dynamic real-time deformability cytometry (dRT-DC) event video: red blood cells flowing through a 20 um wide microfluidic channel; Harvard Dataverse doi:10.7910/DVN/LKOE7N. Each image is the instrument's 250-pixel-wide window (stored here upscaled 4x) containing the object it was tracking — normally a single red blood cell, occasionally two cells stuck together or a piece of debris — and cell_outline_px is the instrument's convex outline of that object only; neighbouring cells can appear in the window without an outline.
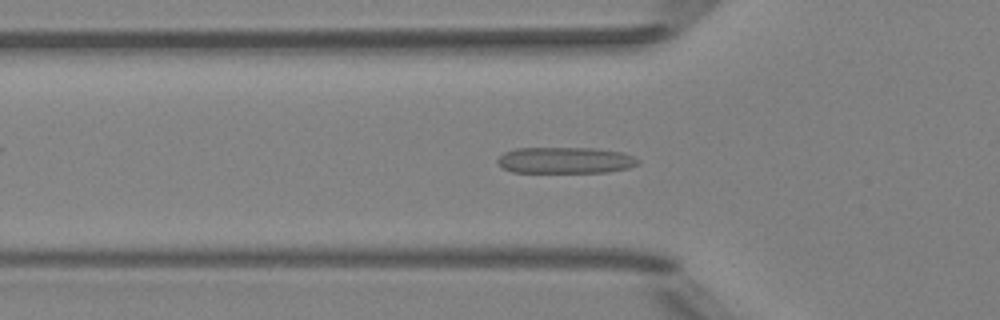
{"species": "Egyptian fruit bat (a non-hibernating species)", "species_latin": "Rousettus aegyptiacus", "temperature_condition": "room temperature", "stored_images_in_passage": 38, "camera_frame_rate_fps": 3000, "um_per_image_px": 0.085, "animal": {"sex": "female"}, "frame": {"image": 1, "passage_image": 4, "time_ms": 1.0, "image_size_px": [1000, 320], "cell_outline_px": [[640, 164], [628, 168], [608, 172], [512, 172], [504, 168], [496, 160], [504, 152], [516, 148], [592, 148], [624, 152], [640, 160]], "centroid_in_image_um": [48.08, 13.62], "position_along_channel_um": 77.7, "area_um2": 21.56}}
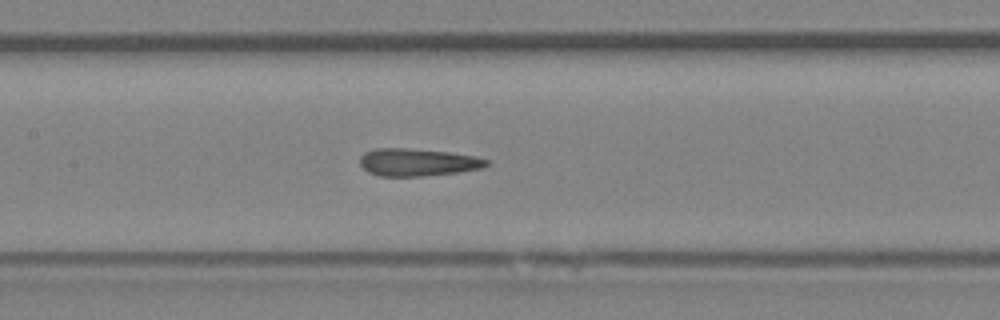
{"frame": {"image": 2, "passage_image": 11, "time_ms": 3.333, "image_size_px": [1000, 320], "cell_outline_px": [[492, 164], [484, 168], [456, 172], [420, 176], [380, 176], [368, 172], [360, 164], [360, 156], [364, 152], [376, 148], [408, 148], [448, 152], [476, 156], [488, 160]], "centroid_in_image_um": [35.51, 13.78], "position_along_channel_um": 171.9, "area_um2": 20.35}}
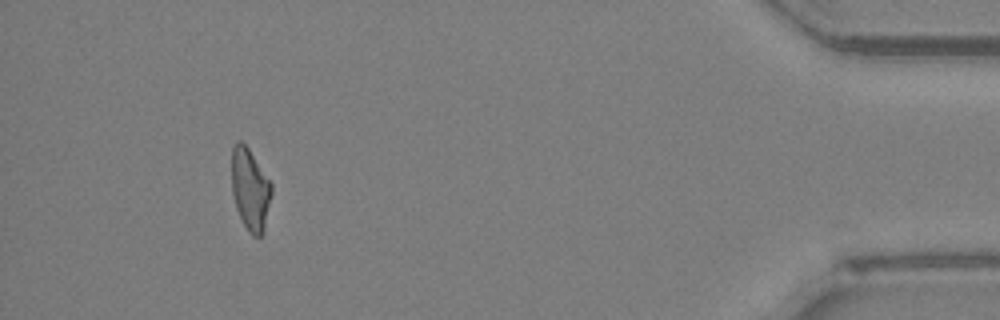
{"frame": {"image": 3, "passage_image": 34, "time_ms": 11.0, "image_size_px": [1000, 320], "cell_outline_px": [[272, 192], [264, 232], [260, 236], [252, 236], [248, 232], [236, 208], [232, 192], [232, 144], [236, 140], [240, 140], [248, 148], [272, 184]], "centroid_in_image_um": [21.26, 16.1], "position_along_channel_um": 413.9, "area_um2": 19.02}, "authors_computed_cell_mechanics": {"area_um2": 20.1433, "velocity_mm_per_s": 4.0319, "shape_relaxation_time_tau1_ms": null, "shape_relaxation_time_tau2_ms": 1.7662, "deformation_change_tau1": null, "deformation_change_tau2": 0.1281}}